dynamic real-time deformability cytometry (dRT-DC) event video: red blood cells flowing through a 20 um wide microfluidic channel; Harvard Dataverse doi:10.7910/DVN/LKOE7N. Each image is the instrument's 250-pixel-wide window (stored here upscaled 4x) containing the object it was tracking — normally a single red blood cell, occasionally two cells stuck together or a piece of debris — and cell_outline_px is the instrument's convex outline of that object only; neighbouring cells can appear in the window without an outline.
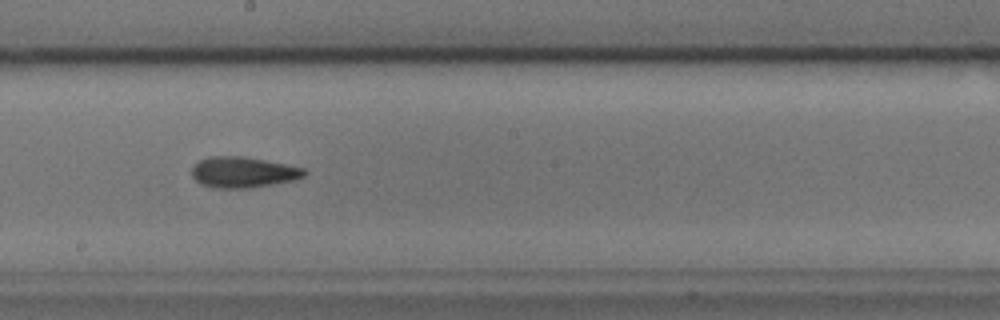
{"species": "common noctule bat (a hibernating species)", "species_latin": "Nyctalus noctula", "temperature_condition": "cold", "stored_images_in_passage": 48, "camera_frame_rate_fps": 3000, "um_per_image_px": 0.085, "animal": {"sex": "male", "body_mass_g": 17.9, "forearm_length_mm": 54.2}, "frame": {"image": 1, "passage_image": 28, "time_ms": 9.0, "image_size_px": [1000, 320], "cell_outline_px": [[308, 172], [304, 176], [292, 180], [272, 184], [248, 188], [216, 188], [200, 184], [192, 176], [192, 164], [208, 156], [244, 156], [304, 168]], "centroid_in_image_um": [20.62, 14.63], "position_along_channel_um": 227.6, "area_um2": 20.17}}